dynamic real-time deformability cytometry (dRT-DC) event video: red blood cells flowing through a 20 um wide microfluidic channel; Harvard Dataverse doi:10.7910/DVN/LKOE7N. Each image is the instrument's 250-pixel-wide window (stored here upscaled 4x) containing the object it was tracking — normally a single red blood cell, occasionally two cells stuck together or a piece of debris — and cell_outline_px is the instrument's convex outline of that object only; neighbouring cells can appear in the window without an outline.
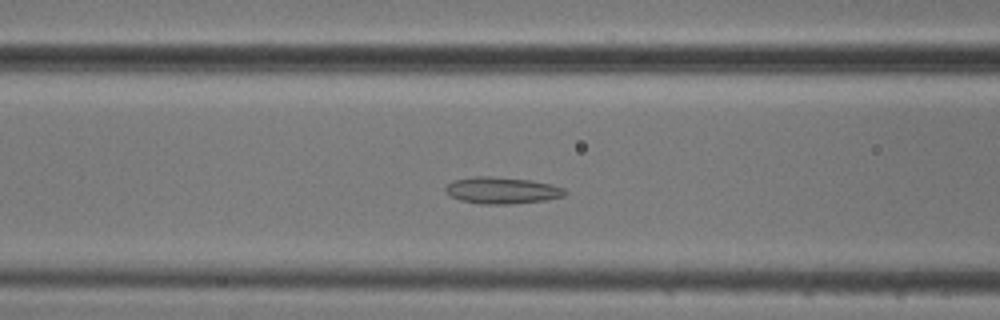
{"species": "common noctule bat (a hibernating species)", "species_latin": "Nyctalus noctula", "temperature_condition": "cold", "stored_images_in_passage": 49, "camera_frame_rate_fps": 3000, "um_per_image_px": 0.085, "animal": {"sex": "male", "body_mass_g": 20.5, "forearm_length_mm": 52.5}, "frame": {"image": 1, "passage_image": 17, "time_ms": 5.333, "image_size_px": [1000, 320], "cell_outline_px": [[568, 192], [564, 196], [544, 200], [508, 204], [480, 204], [460, 200], [444, 192], [444, 188], [452, 180], [472, 176], [492, 176], [528, 180], [552, 184], [564, 188]], "centroid_in_image_um": [42.64, 16.17], "position_along_channel_um": 124.0, "area_um2": 18.61}}
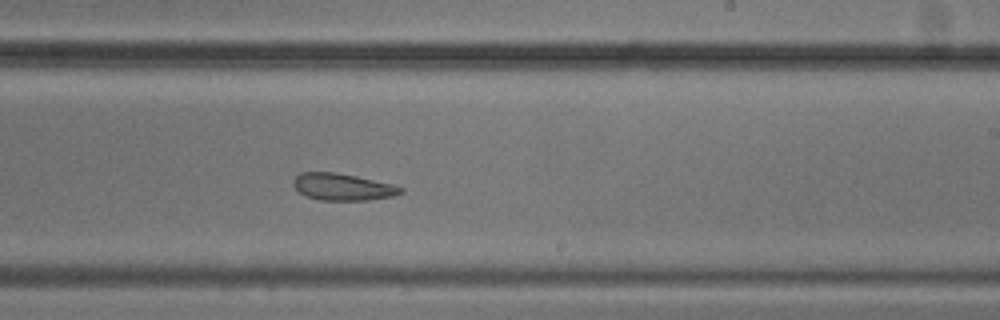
{"frame": {"image": 2, "passage_image": 28, "time_ms": 9.0, "image_size_px": [1000, 320], "cell_outline_px": [[404, 192], [392, 196], [368, 200], [320, 200], [308, 196], [300, 192], [292, 184], [292, 180], [300, 172], [336, 172], [356, 176], [392, 184], [404, 188]], "centroid_in_image_um": [29.12, 15.88], "position_along_channel_um": 259.9, "area_um2": 16.76}}
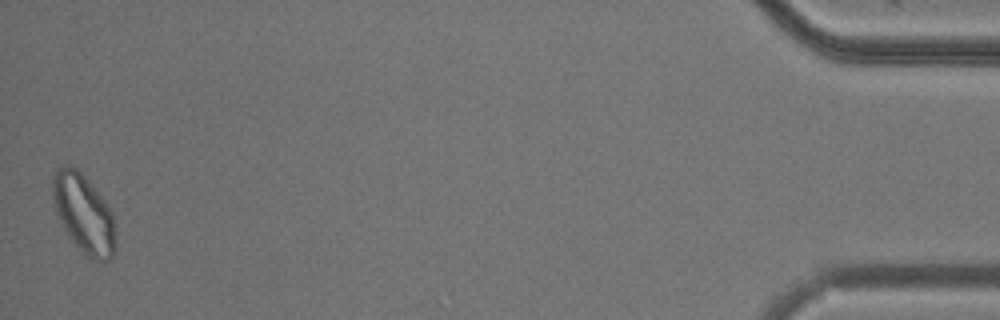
{"frame": {"image": 3, "passage_image": 49, "time_ms": 16.0, "image_size_px": [1000, 320], "cell_outline_px": [[116, 248], [112, 256], [108, 260], [88, 260], [80, 252], [64, 228], [56, 212], [52, 196], [52, 180], [56, 168], [64, 164], [72, 164], [88, 180], [104, 200], [112, 212], [116, 244]], "centroid_in_image_um": [7.1, 18.16], "position_along_channel_um": 428.1, "area_um2": 29.02}, "authors_computed_cell_mechanics": {"area_um2": 20.4612, "velocity_mm_per_s": 3.7078, "shape_relaxation_time_tau1_ms": null, "shape_relaxation_time_tau2_ms": 5.2972, "deformation_change_tau1": null, "deformation_change_tau2": 0.1168}}